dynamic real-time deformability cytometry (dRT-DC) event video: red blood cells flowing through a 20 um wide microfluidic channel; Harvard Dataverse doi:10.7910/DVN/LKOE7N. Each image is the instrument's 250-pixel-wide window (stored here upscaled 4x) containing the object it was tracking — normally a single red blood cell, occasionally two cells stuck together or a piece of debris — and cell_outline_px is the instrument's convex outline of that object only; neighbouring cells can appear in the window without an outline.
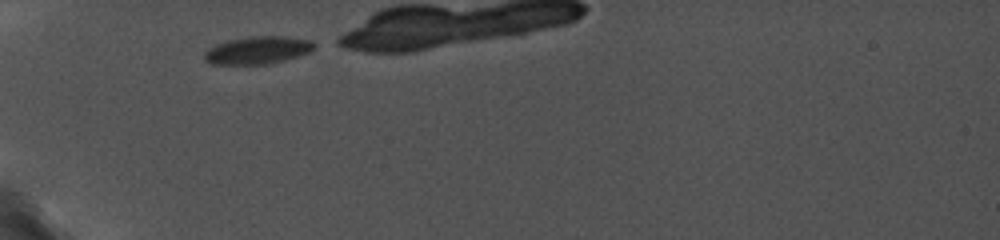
{"species": "common noctule bat (a hibernating species)", "species_latin": "Nyctalus noctula", "temperature_condition": "cold", "stored_images_in_passage": 28, "camera_frame_rate_fps": 5000, "um_per_image_px": 0.085, "animal": {"sex": "female", "body_mass_g": 19.0, "forearm_length_mm": 56.7}, "frame": {"image": 1, "passage_image": 1, "time_ms": 0.0, "image_size_px": [1000, 240], "cell_outline_px": [[320, 44], [308, 52], [284, 60], [264, 64], [212, 64], [204, 60], [204, 52], [208, 48], [216, 44], [228, 40], [244, 36], [284, 36], [312, 40]], "centroid_in_image_um": [21.9, 4.24], "position_along_channel_um": 63.1, "area_um2": 17.8}}
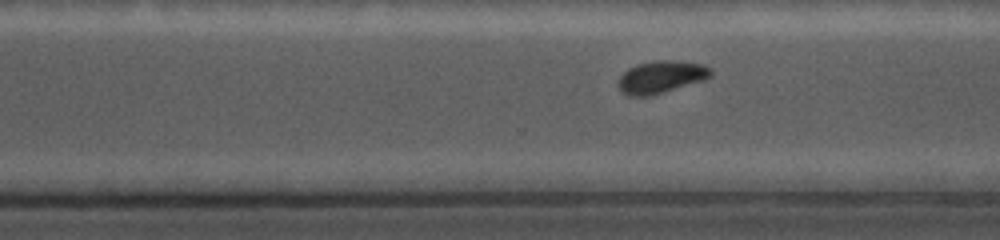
{"frame": {"image": 2, "passage_image": 22, "time_ms": 7.0, "image_size_px": [1000, 240], "cell_outline_px": [[712, 72], [704, 80], [648, 96], [628, 96], [620, 92], [616, 84], [620, 76], [628, 68], [636, 64], [656, 60], [680, 60], [704, 64]], "centroid_in_image_um": [56.13, 6.53], "position_along_channel_um": 314.5, "area_um2": 17.51}}
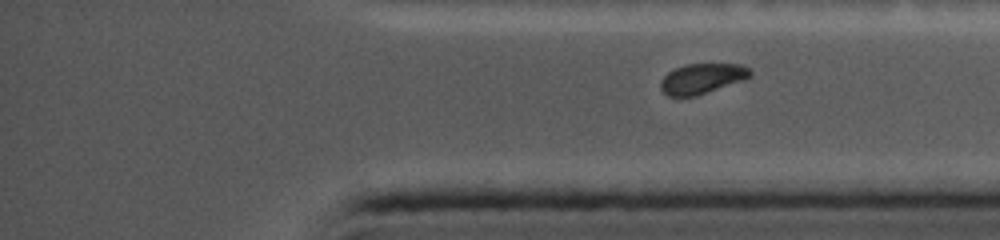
{"frame": {"image": 3, "passage_image": 28, "time_ms": 8.6, "image_size_px": [1000, 240], "cell_outline_px": [[752, 76], [744, 80], [696, 96], [668, 96], [660, 88], [660, 80], [668, 72], [684, 64], [744, 64], [752, 72]], "centroid_in_image_um": [59.69, 6.67], "position_along_channel_um": 375.5, "area_um2": 15.84}}